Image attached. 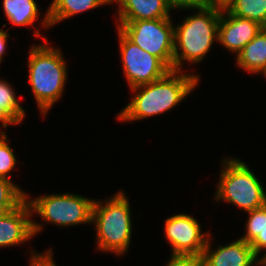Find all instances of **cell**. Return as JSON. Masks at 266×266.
I'll return each mask as SVG.
<instances>
[{
	"instance_id": "d4e9b609",
	"label": "cell",
	"mask_w": 266,
	"mask_h": 266,
	"mask_svg": "<svg viewBox=\"0 0 266 266\" xmlns=\"http://www.w3.org/2000/svg\"><path fill=\"white\" fill-rule=\"evenodd\" d=\"M254 253L259 257V254L264 250L266 252V226L257 235V237L250 243Z\"/></svg>"
},
{
	"instance_id": "ba28073f",
	"label": "cell",
	"mask_w": 266,
	"mask_h": 266,
	"mask_svg": "<svg viewBox=\"0 0 266 266\" xmlns=\"http://www.w3.org/2000/svg\"><path fill=\"white\" fill-rule=\"evenodd\" d=\"M117 31L123 74L130 89L154 82L170 71L158 57L134 44L119 29Z\"/></svg>"
},
{
	"instance_id": "603a6c76",
	"label": "cell",
	"mask_w": 266,
	"mask_h": 266,
	"mask_svg": "<svg viewBox=\"0 0 266 266\" xmlns=\"http://www.w3.org/2000/svg\"><path fill=\"white\" fill-rule=\"evenodd\" d=\"M190 9L222 10L223 3L220 0H188L187 10Z\"/></svg>"
},
{
	"instance_id": "9a60e30c",
	"label": "cell",
	"mask_w": 266,
	"mask_h": 266,
	"mask_svg": "<svg viewBox=\"0 0 266 266\" xmlns=\"http://www.w3.org/2000/svg\"><path fill=\"white\" fill-rule=\"evenodd\" d=\"M238 67L250 73H260L266 68V28H263L236 55Z\"/></svg>"
},
{
	"instance_id": "cb8c5ba5",
	"label": "cell",
	"mask_w": 266,
	"mask_h": 266,
	"mask_svg": "<svg viewBox=\"0 0 266 266\" xmlns=\"http://www.w3.org/2000/svg\"><path fill=\"white\" fill-rule=\"evenodd\" d=\"M31 252L30 266H56L51 249L39 254L34 251Z\"/></svg>"
},
{
	"instance_id": "2e32d148",
	"label": "cell",
	"mask_w": 266,
	"mask_h": 266,
	"mask_svg": "<svg viewBox=\"0 0 266 266\" xmlns=\"http://www.w3.org/2000/svg\"><path fill=\"white\" fill-rule=\"evenodd\" d=\"M2 5L5 17L12 26H30L39 18L40 9L35 0H3Z\"/></svg>"
},
{
	"instance_id": "7c38bea8",
	"label": "cell",
	"mask_w": 266,
	"mask_h": 266,
	"mask_svg": "<svg viewBox=\"0 0 266 266\" xmlns=\"http://www.w3.org/2000/svg\"><path fill=\"white\" fill-rule=\"evenodd\" d=\"M211 238L202 254V266H254L258 256L249 243L239 238L230 244L217 247L212 251Z\"/></svg>"
},
{
	"instance_id": "277c9868",
	"label": "cell",
	"mask_w": 266,
	"mask_h": 266,
	"mask_svg": "<svg viewBox=\"0 0 266 266\" xmlns=\"http://www.w3.org/2000/svg\"><path fill=\"white\" fill-rule=\"evenodd\" d=\"M105 201L102 203L96 199L93 204L92 223L96 227L97 249L123 255L132 236L129 200L120 190Z\"/></svg>"
},
{
	"instance_id": "3957f363",
	"label": "cell",
	"mask_w": 266,
	"mask_h": 266,
	"mask_svg": "<svg viewBox=\"0 0 266 266\" xmlns=\"http://www.w3.org/2000/svg\"><path fill=\"white\" fill-rule=\"evenodd\" d=\"M174 26L173 70H182L183 61L199 63L218 40V26L222 10L198 9Z\"/></svg>"
},
{
	"instance_id": "ffe728a7",
	"label": "cell",
	"mask_w": 266,
	"mask_h": 266,
	"mask_svg": "<svg viewBox=\"0 0 266 266\" xmlns=\"http://www.w3.org/2000/svg\"><path fill=\"white\" fill-rule=\"evenodd\" d=\"M16 162V156L7 142L6 132L0 130V177L11 180L10 172L13 171Z\"/></svg>"
},
{
	"instance_id": "6da1fadb",
	"label": "cell",
	"mask_w": 266,
	"mask_h": 266,
	"mask_svg": "<svg viewBox=\"0 0 266 266\" xmlns=\"http://www.w3.org/2000/svg\"><path fill=\"white\" fill-rule=\"evenodd\" d=\"M199 79V74H182V70H170L154 82L134 87L131 90L135 96L117 119L131 122L172 110L195 89Z\"/></svg>"
},
{
	"instance_id": "9c48e42d",
	"label": "cell",
	"mask_w": 266,
	"mask_h": 266,
	"mask_svg": "<svg viewBox=\"0 0 266 266\" xmlns=\"http://www.w3.org/2000/svg\"><path fill=\"white\" fill-rule=\"evenodd\" d=\"M165 238L172 246L171 255L202 257L210 233H202L199 222L189 214H176L165 220Z\"/></svg>"
},
{
	"instance_id": "7a4b0ae2",
	"label": "cell",
	"mask_w": 266,
	"mask_h": 266,
	"mask_svg": "<svg viewBox=\"0 0 266 266\" xmlns=\"http://www.w3.org/2000/svg\"><path fill=\"white\" fill-rule=\"evenodd\" d=\"M45 44L34 45L28 55L29 84L41 115L44 117L63 94L67 66L61 50Z\"/></svg>"
},
{
	"instance_id": "8992f818",
	"label": "cell",
	"mask_w": 266,
	"mask_h": 266,
	"mask_svg": "<svg viewBox=\"0 0 266 266\" xmlns=\"http://www.w3.org/2000/svg\"><path fill=\"white\" fill-rule=\"evenodd\" d=\"M171 18L118 21L119 29L130 41L158 57L170 70L174 61V26Z\"/></svg>"
},
{
	"instance_id": "484cf974",
	"label": "cell",
	"mask_w": 266,
	"mask_h": 266,
	"mask_svg": "<svg viewBox=\"0 0 266 266\" xmlns=\"http://www.w3.org/2000/svg\"><path fill=\"white\" fill-rule=\"evenodd\" d=\"M0 123L2 128H7L8 125L19 124V122L1 105L0 103Z\"/></svg>"
},
{
	"instance_id": "52a82bcc",
	"label": "cell",
	"mask_w": 266,
	"mask_h": 266,
	"mask_svg": "<svg viewBox=\"0 0 266 266\" xmlns=\"http://www.w3.org/2000/svg\"><path fill=\"white\" fill-rule=\"evenodd\" d=\"M32 212L45 222L61 227L92 223V210L95 199L77 194H46L35 199L28 198Z\"/></svg>"
},
{
	"instance_id": "30bf717a",
	"label": "cell",
	"mask_w": 266,
	"mask_h": 266,
	"mask_svg": "<svg viewBox=\"0 0 266 266\" xmlns=\"http://www.w3.org/2000/svg\"><path fill=\"white\" fill-rule=\"evenodd\" d=\"M32 210L25 200L14 210L0 217V248L18 246L31 239L43 228L42 224L30 218Z\"/></svg>"
},
{
	"instance_id": "83f0119b",
	"label": "cell",
	"mask_w": 266,
	"mask_h": 266,
	"mask_svg": "<svg viewBox=\"0 0 266 266\" xmlns=\"http://www.w3.org/2000/svg\"><path fill=\"white\" fill-rule=\"evenodd\" d=\"M171 10L176 8L187 9L188 0H165Z\"/></svg>"
},
{
	"instance_id": "f546056e",
	"label": "cell",
	"mask_w": 266,
	"mask_h": 266,
	"mask_svg": "<svg viewBox=\"0 0 266 266\" xmlns=\"http://www.w3.org/2000/svg\"><path fill=\"white\" fill-rule=\"evenodd\" d=\"M259 259V260H258ZM266 266V261L262 257H258L255 262L254 266Z\"/></svg>"
},
{
	"instance_id": "1f68e13d",
	"label": "cell",
	"mask_w": 266,
	"mask_h": 266,
	"mask_svg": "<svg viewBox=\"0 0 266 266\" xmlns=\"http://www.w3.org/2000/svg\"><path fill=\"white\" fill-rule=\"evenodd\" d=\"M265 254H263L262 258L266 261V252H264Z\"/></svg>"
},
{
	"instance_id": "5b68a950",
	"label": "cell",
	"mask_w": 266,
	"mask_h": 266,
	"mask_svg": "<svg viewBox=\"0 0 266 266\" xmlns=\"http://www.w3.org/2000/svg\"><path fill=\"white\" fill-rule=\"evenodd\" d=\"M222 171L215 198L226 201L245 212L266 205V193L261 181L245 162L233 157L222 162Z\"/></svg>"
},
{
	"instance_id": "e0dca14e",
	"label": "cell",
	"mask_w": 266,
	"mask_h": 266,
	"mask_svg": "<svg viewBox=\"0 0 266 266\" xmlns=\"http://www.w3.org/2000/svg\"><path fill=\"white\" fill-rule=\"evenodd\" d=\"M223 7L234 16L255 21L266 28V0H226Z\"/></svg>"
},
{
	"instance_id": "ac0fdd59",
	"label": "cell",
	"mask_w": 266,
	"mask_h": 266,
	"mask_svg": "<svg viewBox=\"0 0 266 266\" xmlns=\"http://www.w3.org/2000/svg\"><path fill=\"white\" fill-rule=\"evenodd\" d=\"M14 90L15 89H13L7 81L3 79L0 80V103L19 123H21L25 117V110L18 102Z\"/></svg>"
},
{
	"instance_id": "5bb4252c",
	"label": "cell",
	"mask_w": 266,
	"mask_h": 266,
	"mask_svg": "<svg viewBox=\"0 0 266 266\" xmlns=\"http://www.w3.org/2000/svg\"><path fill=\"white\" fill-rule=\"evenodd\" d=\"M111 3V0H53L41 24L50 28L76 14Z\"/></svg>"
},
{
	"instance_id": "f1b7e54d",
	"label": "cell",
	"mask_w": 266,
	"mask_h": 266,
	"mask_svg": "<svg viewBox=\"0 0 266 266\" xmlns=\"http://www.w3.org/2000/svg\"><path fill=\"white\" fill-rule=\"evenodd\" d=\"M21 204H0V217L4 216L6 213L14 210Z\"/></svg>"
},
{
	"instance_id": "4fadbf2b",
	"label": "cell",
	"mask_w": 266,
	"mask_h": 266,
	"mask_svg": "<svg viewBox=\"0 0 266 266\" xmlns=\"http://www.w3.org/2000/svg\"><path fill=\"white\" fill-rule=\"evenodd\" d=\"M117 3L119 21L154 20L171 18L165 0H111Z\"/></svg>"
},
{
	"instance_id": "8fae6325",
	"label": "cell",
	"mask_w": 266,
	"mask_h": 266,
	"mask_svg": "<svg viewBox=\"0 0 266 266\" xmlns=\"http://www.w3.org/2000/svg\"><path fill=\"white\" fill-rule=\"evenodd\" d=\"M263 28L255 21L230 14L223 7L217 42L237 55Z\"/></svg>"
},
{
	"instance_id": "d6986e66",
	"label": "cell",
	"mask_w": 266,
	"mask_h": 266,
	"mask_svg": "<svg viewBox=\"0 0 266 266\" xmlns=\"http://www.w3.org/2000/svg\"><path fill=\"white\" fill-rule=\"evenodd\" d=\"M247 213L249 218L246 222V233L241 239L250 244L266 226V205Z\"/></svg>"
},
{
	"instance_id": "44dd1931",
	"label": "cell",
	"mask_w": 266,
	"mask_h": 266,
	"mask_svg": "<svg viewBox=\"0 0 266 266\" xmlns=\"http://www.w3.org/2000/svg\"><path fill=\"white\" fill-rule=\"evenodd\" d=\"M26 195L12 180L0 177V204H22Z\"/></svg>"
},
{
	"instance_id": "7402d4cb",
	"label": "cell",
	"mask_w": 266,
	"mask_h": 266,
	"mask_svg": "<svg viewBox=\"0 0 266 266\" xmlns=\"http://www.w3.org/2000/svg\"><path fill=\"white\" fill-rule=\"evenodd\" d=\"M167 266H202L201 257L194 255H172Z\"/></svg>"
},
{
	"instance_id": "4316f807",
	"label": "cell",
	"mask_w": 266,
	"mask_h": 266,
	"mask_svg": "<svg viewBox=\"0 0 266 266\" xmlns=\"http://www.w3.org/2000/svg\"><path fill=\"white\" fill-rule=\"evenodd\" d=\"M8 36L9 34L7 33V30L5 31L0 28V63L3 60L2 57L6 50Z\"/></svg>"
},
{
	"instance_id": "4dcf8cb0",
	"label": "cell",
	"mask_w": 266,
	"mask_h": 266,
	"mask_svg": "<svg viewBox=\"0 0 266 266\" xmlns=\"http://www.w3.org/2000/svg\"><path fill=\"white\" fill-rule=\"evenodd\" d=\"M260 73L266 78V68H264Z\"/></svg>"
}]
</instances>
